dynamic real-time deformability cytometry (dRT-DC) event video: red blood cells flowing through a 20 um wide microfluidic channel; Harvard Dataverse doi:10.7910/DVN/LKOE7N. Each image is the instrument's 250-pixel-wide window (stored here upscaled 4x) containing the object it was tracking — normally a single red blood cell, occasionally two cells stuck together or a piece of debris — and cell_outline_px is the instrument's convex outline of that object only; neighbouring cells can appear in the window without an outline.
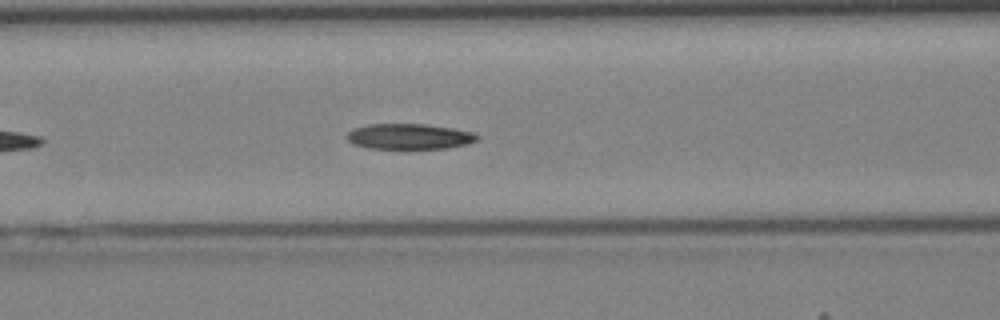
{"species": "Egyptian fruit bat (a non-hibernating species)", "species_latin": "Rousettus aegyptiacus", "temperature_condition": "cold", "stored_images_in_passage": 33, "camera_frame_rate_fps": 3000, "um_per_image_px": 0.085, "animal": {"sex": "female"}, "frame": {"image": 1, "passage_image": 8, "time_ms": 2.333, "image_size_px": [1000, 320], "cell_outline_px": [[480, 140], [468, 144], [444, 148], [368, 148], [352, 144], [344, 136], [352, 128], [368, 124], [424, 124], [452, 128], [472, 132], [480, 136]], "centroid_in_image_um": [34.77, 11.59], "position_along_channel_um": 131.8, "area_um2": 19.48}}
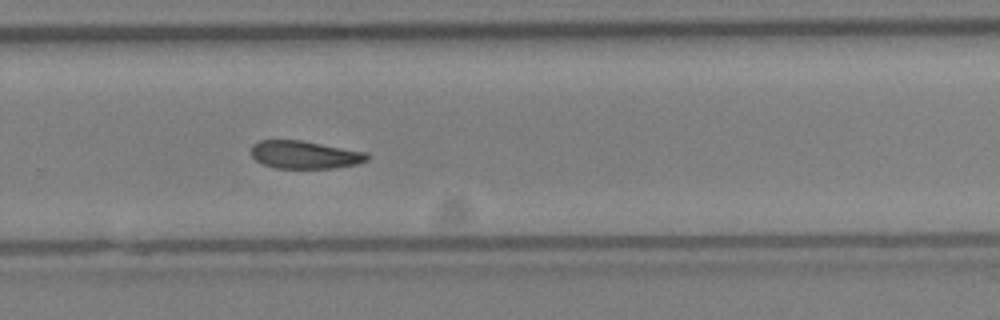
{"frame": {"image": 2, "passage_image": 19, "time_ms": 6.0, "image_size_px": [1000, 320], "cell_outline_px": [[372, 156], [368, 160], [356, 164], [332, 168], [276, 168], [264, 164], [256, 160], [252, 156], [252, 144], [260, 140], [300, 140], [368, 152]], "centroid_in_image_um": [25.94, 13.15], "position_along_channel_um": 303.9, "area_um2": 18.84}}
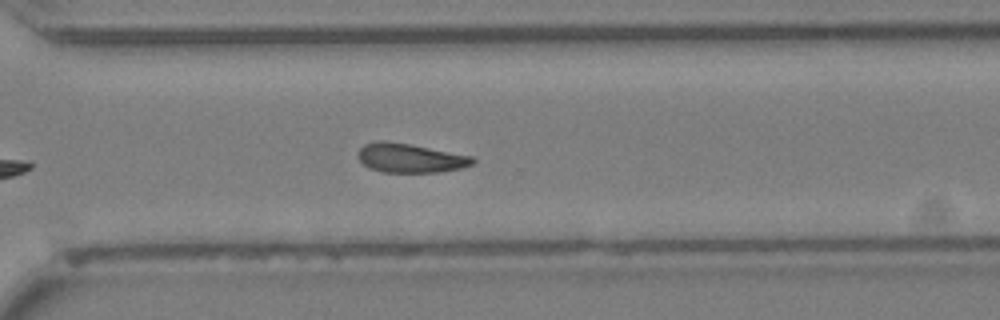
{"frame": {"image": 3, "passage_image": 21, "time_ms": 6.667, "image_size_px": [1000, 320], "cell_outline_px": [[476, 160], [472, 164], [460, 168], [436, 172], [380, 172], [368, 168], [356, 156], [360, 148], [364, 144], [380, 140], [384, 140], [408, 144], [472, 156]], "centroid_in_image_um": [34.81, 13.43], "position_along_channel_um": 335.8, "area_um2": 19.31}}